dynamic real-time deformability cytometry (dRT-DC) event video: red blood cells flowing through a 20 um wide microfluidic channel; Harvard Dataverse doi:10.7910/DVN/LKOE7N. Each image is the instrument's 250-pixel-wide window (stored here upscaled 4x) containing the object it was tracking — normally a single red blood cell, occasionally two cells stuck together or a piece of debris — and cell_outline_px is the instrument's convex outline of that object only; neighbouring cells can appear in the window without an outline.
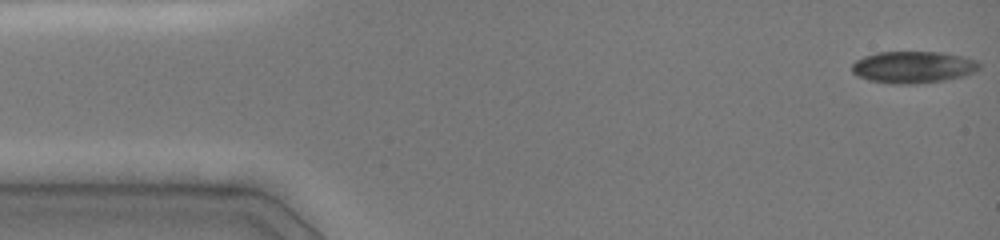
{"species": "common noctule bat (a hibernating species)", "species_latin": "Nyctalus noctula", "temperature_condition": "cold", "stored_images_in_passage": 47, "camera_frame_rate_fps": 3000, "um_per_image_px": 0.085, "animal": {"sex": "female", "body_mass_g": 19.0, "forearm_length_mm": 51.5}, "frame": {"image": 1, "passage_image": 1, "time_ms": 0.0, "image_size_px": [1000, 240], "cell_outline_px": [[980, 68], [964, 76], [944, 80], [912, 84], [892, 84], [868, 80], [856, 76], [852, 72], [852, 64], [856, 60], [864, 56], [876, 52], [940, 52], [960, 56], [976, 60], [980, 64]], "centroid_in_image_um": [77.57, 5.71], "position_along_channel_um": 7.4, "area_um2": 23.64}}
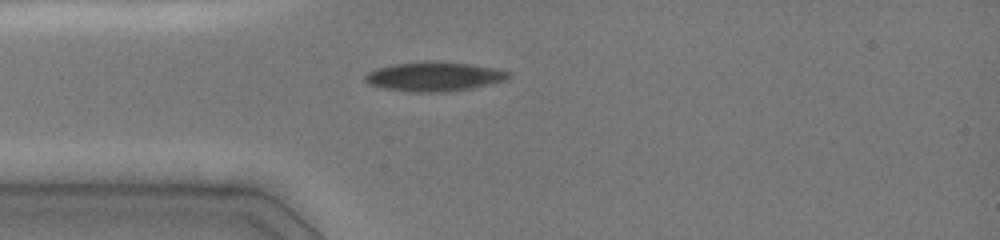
{"frame": {"image": 2, "passage_image": 24, "time_ms": 3.667, "image_size_px": [1000, 240], "cell_outline_px": [[512, 76], [508, 80], [472, 88], [444, 92], [408, 92], [384, 88], [368, 84], [364, 80], [364, 76], [368, 72], [376, 68], [392, 64], [436, 60], [468, 64], [496, 68], [508, 72]], "centroid_in_image_um": [36.9, 6.5], "position_along_channel_um": 48.1, "area_um2": 24.74}}
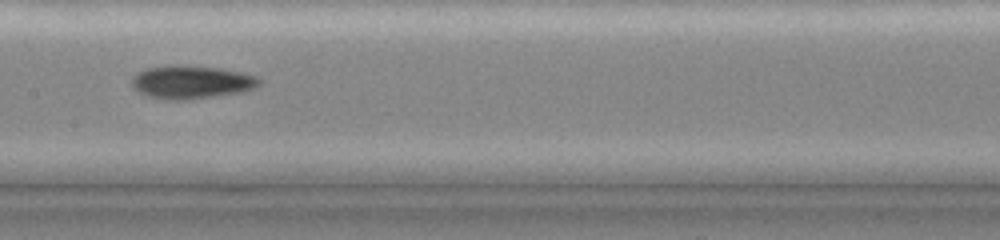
{"frame": {"image": 3, "passage_image": 46, "time_ms": 7.333, "image_size_px": [1000, 240], "cell_outline_px": [[260, 84], [252, 88], [240, 92], [188, 100], [164, 100], [148, 96], [136, 92], [132, 88], [132, 80], [140, 72], [148, 68], [216, 68], [240, 72], [256, 76], [260, 80]], "centroid_in_image_um": [16.26, 7.05], "position_along_channel_um": 191.1, "area_um2": 23.47}}